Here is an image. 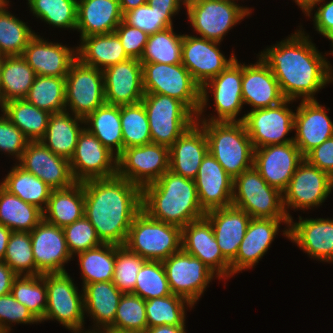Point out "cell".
Wrapping results in <instances>:
<instances>
[{
  "instance_id": "obj_1",
  "label": "cell",
  "mask_w": 333,
  "mask_h": 333,
  "mask_svg": "<svg viewBox=\"0 0 333 333\" xmlns=\"http://www.w3.org/2000/svg\"><path fill=\"white\" fill-rule=\"evenodd\" d=\"M301 27L258 56L272 70L284 99L316 100L315 93L333 82V67Z\"/></svg>"
},
{
  "instance_id": "obj_2",
  "label": "cell",
  "mask_w": 333,
  "mask_h": 333,
  "mask_svg": "<svg viewBox=\"0 0 333 333\" xmlns=\"http://www.w3.org/2000/svg\"><path fill=\"white\" fill-rule=\"evenodd\" d=\"M82 184L84 216L101 242L124 246L132 221L142 210V189L117 175Z\"/></svg>"
},
{
  "instance_id": "obj_3",
  "label": "cell",
  "mask_w": 333,
  "mask_h": 333,
  "mask_svg": "<svg viewBox=\"0 0 333 333\" xmlns=\"http://www.w3.org/2000/svg\"><path fill=\"white\" fill-rule=\"evenodd\" d=\"M142 210L151 218L183 228L205 217L193 179L166 171L142 189Z\"/></svg>"
},
{
  "instance_id": "obj_4",
  "label": "cell",
  "mask_w": 333,
  "mask_h": 333,
  "mask_svg": "<svg viewBox=\"0 0 333 333\" xmlns=\"http://www.w3.org/2000/svg\"><path fill=\"white\" fill-rule=\"evenodd\" d=\"M196 122L204 129L208 151L232 179L253 167L254 148L243 122Z\"/></svg>"
},
{
  "instance_id": "obj_5",
  "label": "cell",
  "mask_w": 333,
  "mask_h": 333,
  "mask_svg": "<svg viewBox=\"0 0 333 333\" xmlns=\"http://www.w3.org/2000/svg\"><path fill=\"white\" fill-rule=\"evenodd\" d=\"M182 228L151 218L141 210L132 221L124 246L146 260L163 261L182 249Z\"/></svg>"
},
{
  "instance_id": "obj_6",
  "label": "cell",
  "mask_w": 333,
  "mask_h": 333,
  "mask_svg": "<svg viewBox=\"0 0 333 333\" xmlns=\"http://www.w3.org/2000/svg\"><path fill=\"white\" fill-rule=\"evenodd\" d=\"M144 93L164 94L181 101L195 116L201 87L182 64L142 63Z\"/></svg>"
},
{
  "instance_id": "obj_7",
  "label": "cell",
  "mask_w": 333,
  "mask_h": 333,
  "mask_svg": "<svg viewBox=\"0 0 333 333\" xmlns=\"http://www.w3.org/2000/svg\"><path fill=\"white\" fill-rule=\"evenodd\" d=\"M232 205L251 218L288 219L283 194L268 185L254 166L234 179Z\"/></svg>"
},
{
  "instance_id": "obj_8",
  "label": "cell",
  "mask_w": 333,
  "mask_h": 333,
  "mask_svg": "<svg viewBox=\"0 0 333 333\" xmlns=\"http://www.w3.org/2000/svg\"><path fill=\"white\" fill-rule=\"evenodd\" d=\"M141 102L147 114L152 143L170 148L196 122V116L179 100L145 93Z\"/></svg>"
},
{
  "instance_id": "obj_9",
  "label": "cell",
  "mask_w": 333,
  "mask_h": 333,
  "mask_svg": "<svg viewBox=\"0 0 333 333\" xmlns=\"http://www.w3.org/2000/svg\"><path fill=\"white\" fill-rule=\"evenodd\" d=\"M43 279L47 288V307L43 322L56 320L72 333H87L85 329V310L83 289L78 293V286L68 274L45 273ZM84 328V329H83Z\"/></svg>"
},
{
  "instance_id": "obj_10",
  "label": "cell",
  "mask_w": 333,
  "mask_h": 333,
  "mask_svg": "<svg viewBox=\"0 0 333 333\" xmlns=\"http://www.w3.org/2000/svg\"><path fill=\"white\" fill-rule=\"evenodd\" d=\"M239 62L236 58L225 70L201 87L200 108L196 115V121L243 122L242 117L237 118L244 105L241 89L242 64ZM208 93L214 96V111L217 115H211L207 119L203 113H205L204 110L209 102Z\"/></svg>"
},
{
  "instance_id": "obj_11",
  "label": "cell",
  "mask_w": 333,
  "mask_h": 333,
  "mask_svg": "<svg viewBox=\"0 0 333 333\" xmlns=\"http://www.w3.org/2000/svg\"><path fill=\"white\" fill-rule=\"evenodd\" d=\"M239 5L235 0H194L185 8L199 36L221 43L230 29L252 13V8Z\"/></svg>"
},
{
  "instance_id": "obj_12",
  "label": "cell",
  "mask_w": 333,
  "mask_h": 333,
  "mask_svg": "<svg viewBox=\"0 0 333 333\" xmlns=\"http://www.w3.org/2000/svg\"><path fill=\"white\" fill-rule=\"evenodd\" d=\"M104 104L103 70L76 59L65 77V109L85 119Z\"/></svg>"
},
{
  "instance_id": "obj_13",
  "label": "cell",
  "mask_w": 333,
  "mask_h": 333,
  "mask_svg": "<svg viewBox=\"0 0 333 333\" xmlns=\"http://www.w3.org/2000/svg\"><path fill=\"white\" fill-rule=\"evenodd\" d=\"M293 100L285 99L280 104L248 111L242 116L253 148L293 142L288 136L294 130L295 112L289 108Z\"/></svg>"
},
{
  "instance_id": "obj_14",
  "label": "cell",
  "mask_w": 333,
  "mask_h": 333,
  "mask_svg": "<svg viewBox=\"0 0 333 333\" xmlns=\"http://www.w3.org/2000/svg\"><path fill=\"white\" fill-rule=\"evenodd\" d=\"M330 193L331 176L303 159L282 193L283 207L288 219L292 218L289 208L303 211L317 208L325 202Z\"/></svg>"
},
{
  "instance_id": "obj_15",
  "label": "cell",
  "mask_w": 333,
  "mask_h": 333,
  "mask_svg": "<svg viewBox=\"0 0 333 333\" xmlns=\"http://www.w3.org/2000/svg\"><path fill=\"white\" fill-rule=\"evenodd\" d=\"M169 170V148L156 143L124 149L117 156V176L141 189Z\"/></svg>"
},
{
  "instance_id": "obj_16",
  "label": "cell",
  "mask_w": 333,
  "mask_h": 333,
  "mask_svg": "<svg viewBox=\"0 0 333 333\" xmlns=\"http://www.w3.org/2000/svg\"><path fill=\"white\" fill-rule=\"evenodd\" d=\"M162 264L172 294L184 297L194 306L216 276L200 259L182 249Z\"/></svg>"
},
{
  "instance_id": "obj_17",
  "label": "cell",
  "mask_w": 333,
  "mask_h": 333,
  "mask_svg": "<svg viewBox=\"0 0 333 333\" xmlns=\"http://www.w3.org/2000/svg\"><path fill=\"white\" fill-rule=\"evenodd\" d=\"M69 162L76 182L117 175V156L86 128L79 134L74 154Z\"/></svg>"
},
{
  "instance_id": "obj_18",
  "label": "cell",
  "mask_w": 333,
  "mask_h": 333,
  "mask_svg": "<svg viewBox=\"0 0 333 333\" xmlns=\"http://www.w3.org/2000/svg\"><path fill=\"white\" fill-rule=\"evenodd\" d=\"M220 44L197 35L183 36L182 64L200 87L236 60L233 53L227 59L218 47Z\"/></svg>"
},
{
  "instance_id": "obj_19",
  "label": "cell",
  "mask_w": 333,
  "mask_h": 333,
  "mask_svg": "<svg viewBox=\"0 0 333 333\" xmlns=\"http://www.w3.org/2000/svg\"><path fill=\"white\" fill-rule=\"evenodd\" d=\"M30 237L35 275L67 272L65 263L73 257L68 250L63 228L42 220L30 232Z\"/></svg>"
},
{
  "instance_id": "obj_20",
  "label": "cell",
  "mask_w": 333,
  "mask_h": 333,
  "mask_svg": "<svg viewBox=\"0 0 333 333\" xmlns=\"http://www.w3.org/2000/svg\"><path fill=\"white\" fill-rule=\"evenodd\" d=\"M304 159L294 142L254 149L253 166L262 178L283 193Z\"/></svg>"
},
{
  "instance_id": "obj_21",
  "label": "cell",
  "mask_w": 333,
  "mask_h": 333,
  "mask_svg": "<svg viewBox=\"0 0 333 333\" xmlns=\"http://www.w3.org/2000/svg\"><path fill=\"white\" fill-rule=\"evenodd\" d=\"M182 250L200 259L219 280L231 277L230 262L223 256L212 225L206 217L192 221L182 228Z\"/></svg>"
},
{
  "instance_id": "obj_22",
  "label": "cell",
  "mask_w": 333,
  "mask_h": 333,
  "mask_svg": "<svg viewBox=\"0 0 333 333\" xmlns=\"http://www.w3.org/2000/svg\"><path fill=\"white\" fill-rule=\"evenodd\" d=\"M289 219L251 218L246 234L239 245L236 258L230 263L231 277L257 265L274 241L280 224H286L283 235L289 238Z\"/></svg>"
},
{
  "instance_id": "obj_23",
  "label": "cell",
  "mask_w": 333,
  "mask_h": 333,
  "mask_svg": "<svg viewBox=\"0 0 333 333\" xmlns=\"http://www.w3.org/2000/svg\"><path fill=\"white\" fill-rule=\"evenodd\" d=\"M16 163L40 178L52 190L65 189L76 183L69 160L54 154L40 141L29 142L21 159Z\"/></svg>"
},
{
  "instance_id": "obj_24",
  "label": "cell",
  "mask_w": 333,
  "mask_h": 333,
  "mask_svg": "<svg viewBox=\"0 0 333 333\" xmlns=\"http://www.w3.org/2000/svg\"><path fill=\"white\" fill-rule=\"evenodd\" d=\"M105 101L109 105H133L144 96L142 63L129 58L103 70Z\"/></svg>"
},
{
  "instance_id": "obj_25",
  "label": "cell",
  "mask_w": 333,
  "mask_h": 333,
  "mask_svg": "<svg viewBox=\"0 0 333 333\" xmlns=\"http://www.w3.org/2000/svg\"><path fill=\"white\" fill-rule=\"evenodd\" d=\"M293 142L305 157L311 150L333 137V122L325 106L316 100H301L295 109Z\"/></svg>"
},
{
  "instance_id": "obj_26",
  "label": "cell",
  "mask_w": 333,
  "mask_h": 333,
  "mask_svg": "<svg viewBox=\"0 0 333 333\" xmlns=\"http://www.w3.org/2000/svg\"><path fill=\"white\" fill-rule=\"evenodd\" d=\"M194 181L199 203L205 212L232 205L234 179L209 151L203 157Z\"/></svg>"
},
{
  "instance_id": "obj_27",
  "label": "cell",
  "mask_w": 333,
  "mask_h": 333,
  "mask_svg": "<svg viewBox=\"0 0 333 333\" xmlns=\"http://www.w3.org/2000/svg\"><path fill=\"white\" fill-rule=\"evenodd\" d=\"M22 57L36 75L66 77L77 59V49L62 43L49 42L36 33L25 47Z\"/></svg>"
},
{
  "instance_id": "obj_28",
  "label": "cell",
  "mask_w": 333,
  "mask_h": 333,
  "mask_svg": "<svg viewBox=\"0 0 333 333\" xmlns=\"http://www.w3.org/2000/svg\"><path fill=\"white\" fill-rule=\"evenodd\" d=\"M291 242L307 253L309 257L322 262L333 263V218H302L289 221Z\"/></svg>"
},
{
  "instance_id": "obj_29",
  "label": "cell",
  "mask_w": 333,
  "mask_h": 333,
  "mask_svg": "<svg viewBox=\"0 0 333 333\" xmlns=\"http://www.w3.org/2000/svg\"><path fill=\"white\" fill-rule=\"evenodd\" d=\"M257 62L242 63V99L251 110L273 107L284 101L272 70L258 56Z\"/></svg>"
},
{
  "instance_id": "obj_30",
  "label": "cell",
  "mask_w": 333,
  "mask_h": 333,
  "mask_svg": "<svg viewBox=\"0 0 333 333\" xmlns=\"http://www.w3.org/2000/svg\"><path fill=\"white\" fill-rule=\"evenodd\" d=\"M207 152L206 134L203 127L195 122L169 148V170L194 180Z\"/></svg>"
},
{
  "instance_id": "obj_31",
  "label": "cell",
  "mask_w": 333,
  "mask_h": 333,
  "mask_svg": "<svg viewBox=\"0 0 333 333\" xmlns=\"http://www.w3.org/2000/svg\"><path fill=\"white\" fill-rule=\"evenodd\" d=\"M212 225L217 244L223 256L231 263L237 256L251 217L242 209L230 205L205 213Z\"/></svg>"
},
{
  "instance_id": "obj_32",
  "label": "cell",
  "mask_w": 333,
  "mask_h": 333,
  "mask_svg": "<svg viewBox=\"0 0 333 333\" xmlns=\"http://www.w3.org/2000/svg\"><path fill=\"white\" fill-rule=\"evenodd\" d=\"M82 289L86 316H90L94 323L93 329L87 333H105L114 324L123 293L112 281L86 284Z\"/></svg>"
},
{
  "instance_id": "obj_33",
  "label": "cell",
  "mask_w": 333,
  "mask_h": 333,
  "mask_svg": "<svg viewBox=\"0 0 333 333\" xmlns=\"http://www.w3.org/2000/svg\"><path fill=\"white\" fill-rule=\"evenodd\" d=\"M122 15L119 0H78L76 30L81 38L112 33Z\"/></svg>"
},
{
  "instance_id": "obj_34",
  "label": "cell",
  "mask_w": 333,
  "mask_h": 333,
  "mask_svg": "<svg viewBox=\"0 0 333 333\" xmlns=\"http://www.w3.org/2000/svg\"><path fill=\"white\" fill-rule=\"evenodd\" d=\"M83 118L67 110L51 113L47 130L40 142L54 154L70 160L74 154L79 134L85 128ZM81 125V126H80Z\"/></svg>"
},
{
  "instance_id": "obj_35",
  "label": "cell",
  "mask_w": 333,
  "mask_h": 333,
  "mask_svg": "<svg viewBox=\"0 0 333 333\" xmlns=\"http://www.w3.org/2000/svg\"><path fill=\"white\" fill-rule=\"evenodd\" d=\"M75 48L77 59L101 70L130 58L115 32L82 37Z\"/></svg>"
},
{
  "instance_id": "obj_36",
  "label": "cell",
  "mask_w": 333,
  "mask_h": 333,
  "mask_svg": "<svg viewBox=\"0 0 333 333\" xmlns=\"http://www.w3.org/2000/svg\"><path fill=\"white\" fill-rule=\"evenodd\" d=\"M84 216V190L82 182L65 189L52 190L43 220L64 228Z\"/></svg>"
},
{
  "instance_id": "obj_37",
  "label": "cell",
  "mask_w": 333,
  "mask_h": 333,
  "mask_svg": "<svg viewBox=\"0 0 333 333\" xmlns=\"http://www.w3.org/2000/svg\"><path fill=\"white\" fill-rule=\"evenodd\" d=\"M84 121L85 128L116 156L124 150L120 106L104 104Z\"/></svg>"
},
{
  "instance_id": "obj_38",
  "label": "cell",
  "mask_w": 333,
  "mask_h": 333,
  "mask_svg": "<svg viewBox=\"0 0 333 333\" xmlns=\"http://www.w3.org/2000/svg\"><path fill=\"white\" fill-rule=\"evenodd\" d=\"M36 76L22 56H2L1 106L12 100L25 99Z\"/></svg>"
},
{
  "instance_id": "obj_39",
  "label": "cell",
  "mask_w": 333,
  "mask_h": 333,
  "mask_svg": "<svg viewBox=\"0 0 333 333\" xmlns=\"http://www.w3.org/2000/svg\"><path fill=\"white\" fill-rule=\"evenodd\" d=\"M0 109L30 142L40 141L43 138L50 112L37 108L25 99L4 103Z\"/></svg>"
},
{
  "instance_id": "obj_40",
  "label": "cell",
  "mask_w": 333,
  "mask_h": 333,
  "mask_svg": "<svg viewBox=\"0 0 333 333\" xmlns=\"http://www.w3.org/2000/svg\"><path fill=\"white\" fill-rule=\"evenodd\" d=\"M43 220V211L0 185V224L11 231L31 232Z\"/></svg>"
},
{
  "instance_id": "obj_41",
  "label": "cell",
  "mask_w": 333,
  "mask_h": 333,
  "mask_svg": "<svg viewBox=\"0 0 333 333\" xmlns=\"http://www.w3.org/2000/svg\"><path fill=\"white\" fill-rule=\"evenodd\" d=\"M0 185L9 193L37 206L42 211L46 208L52 191L45 182L25 171L18 163L11 168Z\"/></svg>"
},
{
  "instance_id": "obj_42",
  "label": "cell",
  "mask_w": 333,
  "mask_h": 333,
  "mask_svg": "<svg viewBox=\"0 0 333 333\" xmlns=\"http://www.w3.org/2000/svg\"><path fill=\"white\" fill-rule=\"evenodd\" d=\"M82 286L94 282L112 281L115 266V245L102 244L78 253Z\"/></svg>"
},
{
  "instance_id": "obj_43",
  "label": "cell",
  "mask_w": 333,
  "mask_h": 333,
  "mask_svg": "<svg viewBox=\"0 0 333 333\" xmlns=\"http://www.w3.org/2000/svg\"><path fill=\"white\" fill-rule=\"evenodd\" d=\"M173 26L149 35L141 63H182V43L184 34H176Z\"/></svg>"
},
{
  "instance_id": "obj_44",
  "label": "cell",
  "mask_w": 333,
  "mask_h": 333,
  "mask_svg": "<svg viewBox=\"0 0 333 333\" xmlns=\"http://www.w3.org/2000/svg\"><path fill=\"white\" fill-rule=\"evenodd\" d=\"M193 306L187 299L175 294L146 300L147 326H186V309L189 307L191 310Z\"/></svg>"
},
{
  "instance_id": "obj_45",
  "label": "cell",
  "mask_w": 333,
  "mask_h": 333,
  "mask_svg": "<svg viewBox=\"0 0 333 333\" xmlns=\"http://www.w3.org/2000/svg\"><path fill=\"white\" fill-rule=\"evenodd\" d=\"M0 7V56H22L30 39L36 34L27 23Z\"/></svg>"
},
{
  "instance_id": "obj_46",
  "label": "cell",
  "mask_w": 333,
  "mask_h": 333,
  "mask_svg": "<svg viewBox=\"0 0 333 333\" xmlns=\"http://www.w3.org/2000/svg\"><path fill=\"white\" fill-rule=\"evenodd\" d=\"M11 294L40 323L43 322L47 307V288L43 274L17 276L13 281Z\"/></svg>"
},
{
  "instance_id": "obj_47",
  "label": "cell",
  "mask_w": 333,
  "mask_h": 333,
  "mask_svg": "<svg viewBox=\"0 0 333 333\" xmlns=\"http://www.w3.org/2000/svg\"><path fill=\"white\" fill-rule=\"evenodd\" d=\"M25 100L50 113L65 111V77L37 75Z\"/></svg>"
},
{
  "instance_id": "obj_48",
  "label": "cell",
  "mask_w": 333,
  "mask_h": 333,
  "mask_svg": "<svg viewBox=\"0 0 333 333\" xmlns=\"http://www.w3.org/2000/svg\"><path fill=\"white\" fill-rule=\"evenodd\" d=\"M33 16L57 28L76 30L78 0H27Z\"/></svg>"
},
{
  "instance_id": "obj_49",
  "label": "cell",
  "mask_w": 333,
  "mask_h": 333,
  "mask_svg": "<svg viewBox=\"0 0 333 333\" xmlns=\"http://www.w3.org/2000/svg\"><path fill=\"white\" fill-rule=\"evenodd\" d=\"M124 149L152 143L150 126L142 102L120 106Z\"/></svg>"
},
{
  "instance_id": "obj_50",
  "label": "cell",
  "mask_w": 333,
  "mask_h": 333,
  "mask_svg": "<svg viewBox=\"0 0 333 333\" xmlns=\"http://www.w3.org/2000/svg\"><path fill=\"white\" fill-rule=\"evenodd\" d=\"M146 300L133 293L123 294L117 307L114 324L107 331L145 332Z\"/></svg>"
},
{
  "instance_id": "obj_51",
  "label": "cell",
  "mask_w": 333,
  "mask_h": 333,
  "mask_svg": "<svg viewBox=\"0 0 333 333\" xmlns=\"http://www.w3.org/2000/svg\"><path fill=\"white\" fill-rule=\"evenodd\" d=\"M133 294L144 300L165 297L172 294L161 261L146 260L136 277Z\"/></svg>"
},
{
  "instance_id": "obj_52",
  "label": "cell",
  "mask_w": 333,
  "mask_h": 333,
  "mask_svg": "<svg viewBox=\"0 0 333 333\" xmlns=\"http://www.w3.org/2000/svg\"><path fill=\"white\" fill-rule=\"evenodd\" d=\"M179 11L159 10L146 3L124 12L122 21L131 27L144 31L147 35H152L173 26V17Z\"/></svg>"
},
{
  "instance_id": "obj_53",
  "label": "cell",
  "mask_w": 333,
  "mask_h": 333,
  "mask_svg": "<svg viewBox=\"0 0 333 333\" xmlns=\"http://www.w3.org/2000/svg\"><path fill=\"white\" fill-rule=\"evenodd\" d=\"M3 262L18 276L35 275L30 232L12 231Z\"/></svg>"
},
{
  "instance_id": "obj_54",
  "label": "cell",
  "mask_w": 333,
  "mask_h": 333,
  "mask_svg": "<svg viewBox=\"0 0 333 333\" xmlns=\"http://www.w3.org/2000/svg\"><path fill=\"white\" fill-rule=\"evenodd\" d=\"M146 261L137 253L131 252L125 246L115 245V266L113 284L123 293H133L136 277Z\"/></svg>"
},
{
  "instance_id": "obj_55",
  "label": "cell",
  "mask_w": 333,
  "mask_h": 333,
  "mask_svg": "<svg viewBox=\"0 0 333 333\" xmlns=\"http://www.w3.org/2000/svg\"><path fill=\"white\" fill-rule=\"evenodd\" d=\"M63 230L67 247L72 257L103 244L94 226L85 216L65 226Z\"/></svg>"
},
{
  "instance_id": "obj_56",
  "label": "cell",
  "mask_w": 333,
  "mask_h": 333,
  "mask_svg": "<svg viewBox=\"0 0 333 333\" xmlns=\"http://www.w3.org/2000/svg\"><path fill=\"white\" fill-rule=\"evenodd\" d=\"M40 323L11 293L0 296V332L10 333L11 324Z\"/></svg>"
},
{
  "instance_id": "obj_57",
  "label": "cell",
  "mask_w": 333,
  "mask_h": 333,
  "mask_svg": "<svg viewBox=\"0 0 333 333\" xmlns=\"http://www.w3.org/2000/svg\"><path fill=\"white\" fill-rule=\"evenodd\" d=\"M2 115V116H1ZM30 141L5 115L0 114V152L13 156L18 162Z\"/></svg>"
},
{
  "instance_id": "obj_58",
  "label": "cell",
  "mask_w": 333,
  "mask_h": 333,
  "mask_svg": "<svg viewBox=\"0 0 333 333\" xmlns=\"http://www.w3.org/2000/svg\"><path fill=\"white\" fill-rule=\"evenodd\" d=\"M115 33L118 35L126 54L130 58L140 59L149 35L138 28L125 24L123 21L118 25Z\"/></svg>"
},
{
  "instance_id": "obj_59",
  "label": "cell",
  "mask_w": 333,
  "mask_h": 333,
  "mask_svg": "<svg viewBox=\"0 0 333 333\" xmlns=\"http://www.w3.org/2000/svg\"><path fill=\"white\" fill-rule=\"evenodd\" d=\"M317 5H320V7H317ZM315 7L317 10H314ZM313 10L314 12L316 11L313 16L314 29H316L320 35L324 36L333 27V0L326 2L325 0H315L302 12L310 17L313 15Z\"/></svg>"
},
{
  "instance_id": "obj_60",
  "label": "cell",
  "mask_w": 333,
  "mask_h": 333,
  "mask_svg": "<svg viewBox=\"0 0 333 333\" xmlns=\"http://www.w3.org/2000/svg\"><path fill=\"white\" fill-rule=\"evenodd\" d=\"M310 164L318 167L331 177L333 175V137L311 150L305 157Z\"/></svg>"
},
{
  "instance_id": "obj_61",
  "label": "cell",
  "mask_w": 333,
  "mask_h": 333,
  "mask_svg": "<svg viewBox=\"0 0 333 333\" xmlns=\"http://www.w3.org/2000/svg\"><path fill=\"white\" fill-rule=\"evenodd\" d=\"M18 275L3 261H0V296L11 293L14 279Z\"/></svg>"
},
{
  "instance_id": "obj_62",
  "label": "cell",
  "mask_w": 333,
  "mask_h": 333,
  "mask_svg": "<svg viewBox=\"0 0 333 333\" xmlns=\"http://www.w3.org/2000/svg\"><path fill=\"white\" fill-rule=\"evenodd\" d=\"M147 3L155 9L159 10H180L181 5L185 4L182 0H147Z\"/></svg>"
},
{
  "instance_id": "obj_63",
  "label": "cell",
  "mask_w": 333,
  "mask_h": 333,
  "mask_svg": "<svg viewBox=\"0 0 333 333\" xmlns=\"http://www.w3.org/2000/svg\"><path fill=\"white\" fill-rule=\"evenodd\" d=\"M186 326L162 325L147 328L145 333H186Z\"/></svg>"
},
{
  "instance_id": "obj_64",
  "label": "cell",
  "mask_w": 333,
  "mask_h": 333,
  "mask_svg": "<svg viewBox=\"0 0 333 333\" xmlns=\"http://www.w3.org/2000/svg\"><path fill=\"white\" fill-rule=\"evenodd\" d=\"M11 233L12 231L9 228L4 226L3 224H0V261H3L4 259V255L6 252L7 244Z\"/></svg>"
},
{
  "instance_id": "obj_65",
  "label": "cell",
  "mask_w": 333,
  "mask_h": 333,
  "mask_svg": "<svg viewBox=\"0 0 333 333\" xmlns=\"http://www.w3.org/2000/svg\"><path fill=\"white\" fill-rule=\"evenodd\" d=\"M122 14L147 3V0H119Z\"/></svg>"
},
{
  "instance_id": "obj_66",
  "label": "cell",
  "mask_w": 333,
  "mask_h": 333,
  "mask_svg": "<svg viewBox=\"0 0 333 333\" xmlns=\"http://www.w3.org/2000/svg\"><path fill=\"white\" fill-rule=\"evenodd\" d=\"M299 8L303 11L311 2L315 0H293Z\"/></svg>"
},
{
  "instance_id": "obj_67",
  "label": "cell",
  "mask_w": 333,
  "mask_h": 333,
  "mask_svg": "<svg viewBox=\"0 0 333 333\" xmlns=\"http://www.w3.org/2000/svg\"><path fill=\"white\" fill-rule=\"evenodd\" d=\"M324 38L326 37L328 40L331 41V46L333 47V27L323 36ZM330 55H333V48L332 51L329 53Z\"/></svg>"
},
{
  "instance_id": "obj_68",
  "label": "cell",
  "mask_w": 333,
  "mask_h": 333,
  "mask_svg": "<svg viewBox=\"0 0 333 333\" xmlns=\"http://www.w3.org/2000/svg\"><path fill=\"white\" fill-rule=\"evenodd\" d=\"M105 333H145V332H132V331H106Z\"/></svg>"
},
{
  "instance_id": "obj_69",
  "label": "cell",
  "mask_w": 333,
  "mask_h": 333,
  "mask_svg": "<svg viewBox=\"0 0 333 333\" xmlns=\"http://www.w3.org/2000/svg\"><path fill=\"white\" fill-rule=\"evenodd\" d=\"M1 67H2V56H0V107H1Z\"/></svg>"
},
{
  "instance_id": "obj_70",
  "label": "cell",
  "mask_w": 333,
  "mask_h": 333,
  "mask_svg": "<svg viewBox=\"0 0 333 333\" xmlns=\"http://www.w3.org/2000/svg\"><path fill=\"white\" fill-rule=\"evenodd\" d=\"M9 4V0H0V7Z\"/></svg>"
},
{
  "instance_id": "obj_71",
  "label": "cell",
  "mask_w": 333,
  "mask_h": 333,
  "mask_svg": "<svg viewBox=\"0 0 333 333\" xmlns=\"http://www.w3.org/2000/svg\"><path fill=\"white\" fill-rule=\"evenodd\" d=\"M194 1V0H182V2L186 5L187 3Z\"/></svg>"
},
{
  "instance_id": "obj_72",
  "label": "cell",
  "mask_w": 333,
  "mask_h": 333,
  "mask_svg": "<svg viewBox=\"0 0 333 333\" xmlns=\"http://www.w3.org/2000/svg\"><path fill=\"white\" fill-rule=\"evenodd\" d=\"M331 179H332V191H333V175H332Z\"/></svg>"
}]
</instances>
